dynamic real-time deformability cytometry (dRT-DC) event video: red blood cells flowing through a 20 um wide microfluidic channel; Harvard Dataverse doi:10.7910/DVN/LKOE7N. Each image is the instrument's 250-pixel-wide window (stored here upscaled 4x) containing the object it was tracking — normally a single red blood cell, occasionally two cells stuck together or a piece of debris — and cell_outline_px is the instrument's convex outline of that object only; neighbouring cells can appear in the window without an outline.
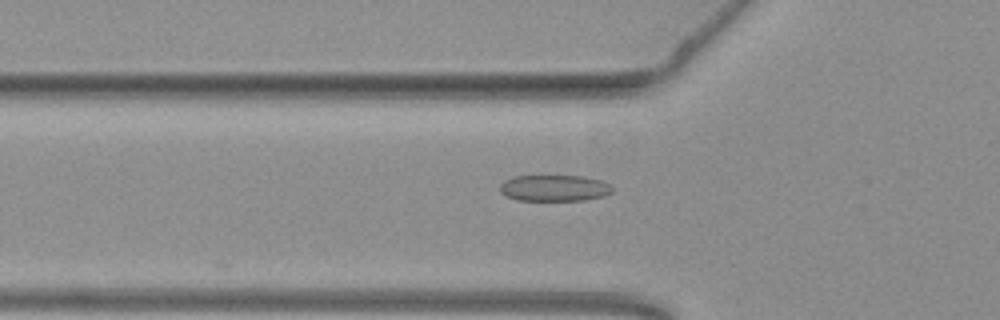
{"species": "common noctule bat (a hibernating species)", "species_latin": "Nyctalus noctula", "temperature_condition": "warm", "stored_images_in_passage": 15, "camera_frame_rate_fps": 3000, "um_per_image_px": 0.085, "animal": {"sex": "female", "body_mass_g": 19.3, "forearm_length_mm": 54.1}, "frame": {"image": 1, "passage_image": 2, "time_ms": 0.333, "image_size_px": [1000, 320], "cell_outline_px": [[612, 192], [604, 196], [584, 200], [516, 200], [504, 196], [500, 192], [500, 184], [504, 180], [512, 176], [584, 176], [600, 180], [612, 184]], "centroid_in_image_um": [47.1, 15.98], "position_along_channel_um": 78.7, "area_um2": 17.4}}
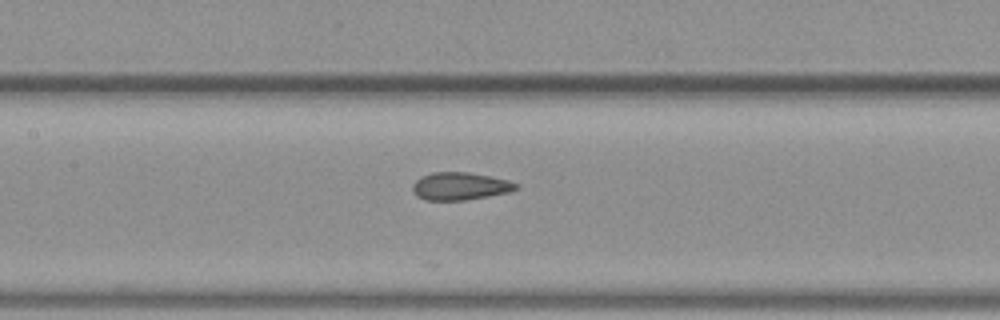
{"frame": {"image": 2, "passage_image": 9, "time_ms": 2.667, "image_size_px": [1000, 320], "cell_outline_px": [[520, 188], [508, 192], [488, 196], [464, 200], [424, 200], [416, 196], [412, 188], [412, 184], [420, 176], [432, 172], [468, 172], [508, 180], [520, 184]], "centroid_in_image_um": [39.09, 15.82], "position_along_channel_um": 168.3, "area_um2": 16.76}}
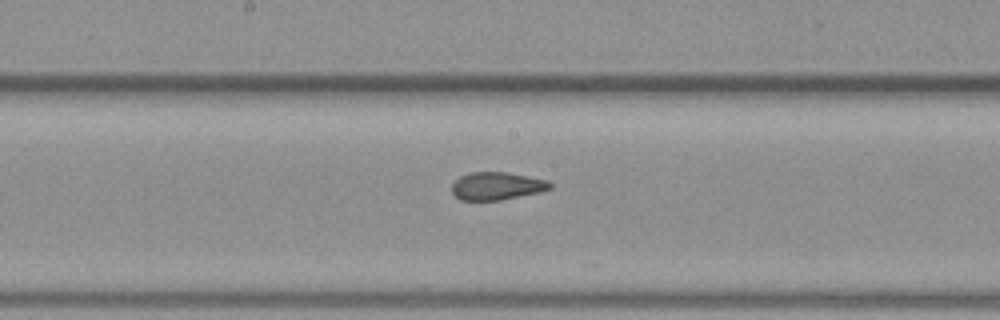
{"frame": {"image": 3, "passage_image": 12, "time_ms": 3.667, "image_size_px": [1000, 320], "cell_outline_px": [[552, 188], [540, 192], [500, 200], [460, 200], [452, 192], [452, 184], [460, 176], [472, 172], [504, 172], [528, 176], [548, 180], [552, 184]], "centroid_in_image_um": [42.24, 15.81], "position_along_channel_um": 206.0, "area_um2": 15.84}}